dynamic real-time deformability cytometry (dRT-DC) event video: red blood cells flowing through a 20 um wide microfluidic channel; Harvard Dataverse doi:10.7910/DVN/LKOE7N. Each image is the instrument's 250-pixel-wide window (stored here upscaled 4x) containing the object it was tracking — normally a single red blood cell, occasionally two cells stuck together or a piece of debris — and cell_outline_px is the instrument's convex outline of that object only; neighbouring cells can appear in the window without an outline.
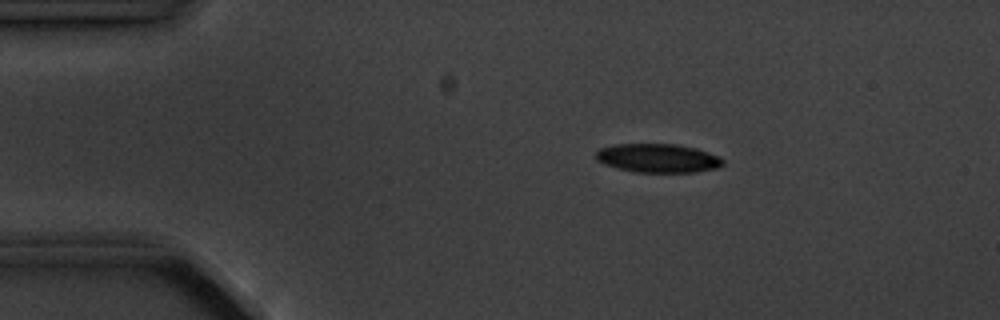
{"species": "common noctule bat (a hibernating species)", "species_latin": "Nyctalus noctula", "temperature_condition": "cold", "stored_images_in_passage": 6, "camera_frame_rate_fps": 3000, "um_per_image_px": 0.085, "animal": {"sex": "male", "body_mass_g": 20.1, "forearm_length_mm": 53.5}, "frame": {"image": 1, "passage_image": 3, "time_ms": 2.333, "image_size_px": [1000, 320], "cell_outline_px": [[724, 164], [716, 168], [696, 172], [636, 172], [616, 168], [604, 164], [596, 160], [596, 152], [600, 148], [616, 144], [676, 144], [696, 148], [720, 156], [724, 160]], "centroid_in_image_um": [55.93, 13.44], "position_along_channel_um": 29.1, "area_um2": 21.39}}